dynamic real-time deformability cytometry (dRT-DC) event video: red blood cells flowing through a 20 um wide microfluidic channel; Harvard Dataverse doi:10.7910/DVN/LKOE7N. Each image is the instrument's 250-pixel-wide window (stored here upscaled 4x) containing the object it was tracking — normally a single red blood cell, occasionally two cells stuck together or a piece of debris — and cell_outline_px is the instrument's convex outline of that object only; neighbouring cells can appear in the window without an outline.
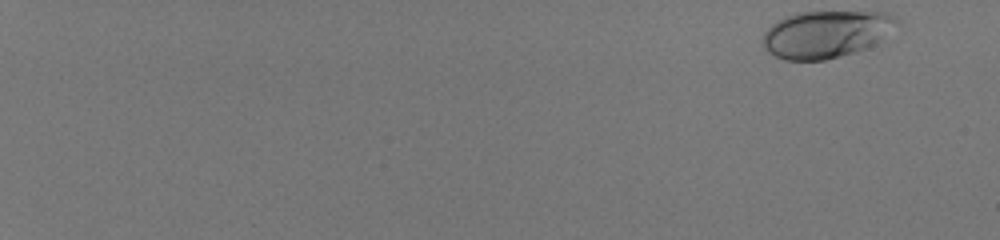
{"species": "human", "species_latin": "Homo sapiens", "temperature_condition": "room temperature", "stored_images_in_passage": 53, "camera_frame_rate_fps": 3000, "um_per_image_px": 0.085, "donor": {"sex": "male"}, "frame": {"image": 1, "passage_image": 1, "time_ms": 0.0, "image_size_px": [1000, 240], "cell_outline_px": [[900, 24], [872, 44], [864, 48], [840, 56], [824, 60], [784, 60], [768, 52], [764, 48], [760, 40], [764, 32], [772, 24], [784, 16], [796, 12], [892, 12], [900, 20]], "centroid_in_image_um": [70.18, 2.88], "position_along_channel_um": 14.8, "area_um2": 36.93}}
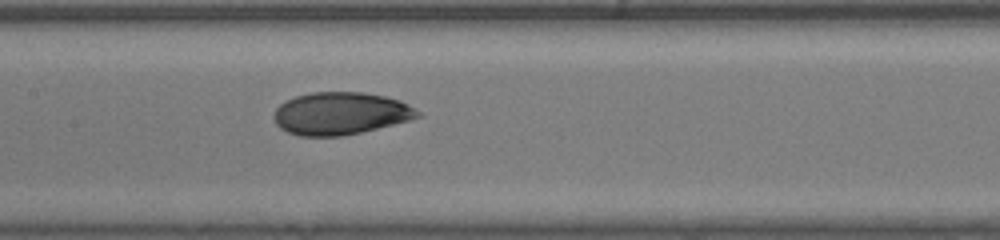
{"frame": {"image": 2, "passage_image": 31, "time_ms": 10.0, "image_size_px": [1000, 240], "cell_outline_px": [[424, 116], [360, 132], [340, 136], [300, 136], [288, 132], [280, 128], [276, 124], [272, 116], [276, 108], [280, 104], [296, 96], [312, 92], [364, 92], [384, 96], [400, 100], [408, 104], [420, 112]], "centroid_in_image_um": [28.93, 9.64], "position_along_channel_um": 178.5, "area_um2": 35.49}}
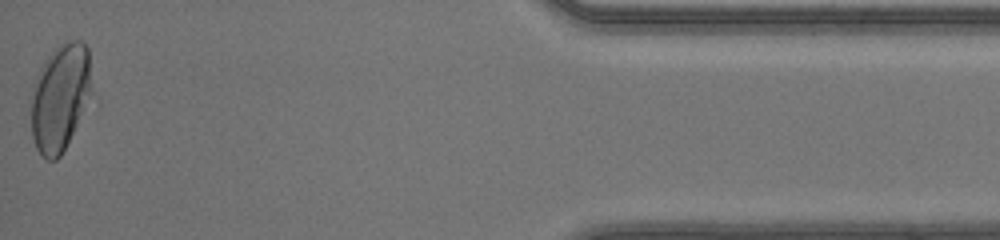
{"frame": {"image": 3, "passage_image": 53, "time_ms": 17.333, "image_size_px": [1000, 240], "cell_outline_px": [[92, 92], [60, 156], [56, 160], [48, 160], [36, 148], [32, 136], [32, 84], [44, 60], [64, 40], [80, 40], [88, 48], [92, 88]], "centroid_in_image_um": [5.1, 8.22], "position_along_channel_um": 430.1, "area_um2": 37.34}, "authors_computed_cell_mechanics": {"area_um2": 35.9516, "velocity_mm_per_s": 4.1526, "shape_relaxation_time_tau1_ms": 7.6876, "shape_relaxation_time_tau2_ms": 0.7459, "deformation_change_tau1": 0.2206, "deformation_change_tau2": 0.0431}}